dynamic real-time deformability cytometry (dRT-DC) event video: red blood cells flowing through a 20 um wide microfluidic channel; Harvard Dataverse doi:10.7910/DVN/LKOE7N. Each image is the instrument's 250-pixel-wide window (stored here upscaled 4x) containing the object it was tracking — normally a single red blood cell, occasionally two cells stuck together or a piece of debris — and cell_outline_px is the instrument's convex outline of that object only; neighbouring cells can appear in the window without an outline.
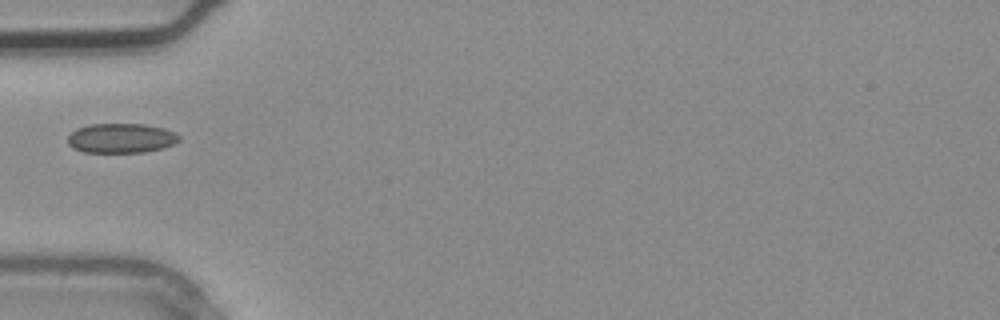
{"species": "common noctule bat (a hibernating species)", "species_latin": "Nyctalus noctula", "temperature_condition": "warm", "stored_images_in_passage": 1, "camera_frame_rate_fps": 3000, "um_per_image_px": 0.085, "animal": {"sex": "male", "body_mass_g": 20.4}, "frame": {"image": 1, "passage_image": 1, "time_ms": 0.0, "image_size_px": [1000, 320], "cell_outline_px": [[180, 140], [164, 148], [144, 152], [84, 152], [72, 148], [68, 144], [68, 136], [76, 128], [92, 124], [144, 124], [164, 128], [176, 132], [180, 136]], "centroid_in_image_um": [10.31, 11.74], "position_along_channel_um": 74.7, "area_um2": 19.31}}